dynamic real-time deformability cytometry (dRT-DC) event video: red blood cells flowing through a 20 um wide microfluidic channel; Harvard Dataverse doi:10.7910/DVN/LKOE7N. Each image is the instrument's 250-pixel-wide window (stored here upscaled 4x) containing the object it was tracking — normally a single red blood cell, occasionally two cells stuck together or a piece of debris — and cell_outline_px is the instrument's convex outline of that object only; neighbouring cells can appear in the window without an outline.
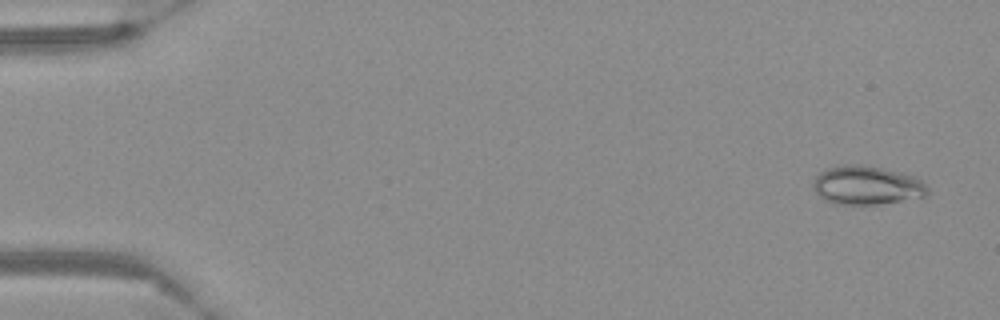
{"species": "Egyptian fruit bat (a non-hibernating species)", "species_latin": "Rousettus aegyptiacus", "temperature_condition": "warm", "stored_images_in_passage": 57, "camera_frame_rate_fps": 3000, "um_per_image_px": 0.085, "frame": {"image": 1, "passage_image": 3, "time_ms": 0.667, "image_size_px": [1000, 320], "cell_outline_px": [[928, 192], [924, 196], [880, 204], [836, 204], [824, 200], [812, 188], [812, 184], [816, 176], [820, 172], [828, 168], [840, 164], [860, 164], [900, 172], [912, 176], [920, 180], [928, 188]], "centroid_in_image_um": [73.62, 15.74], "position_along_channel_um": 11.4, "area_um2": 25.66}}
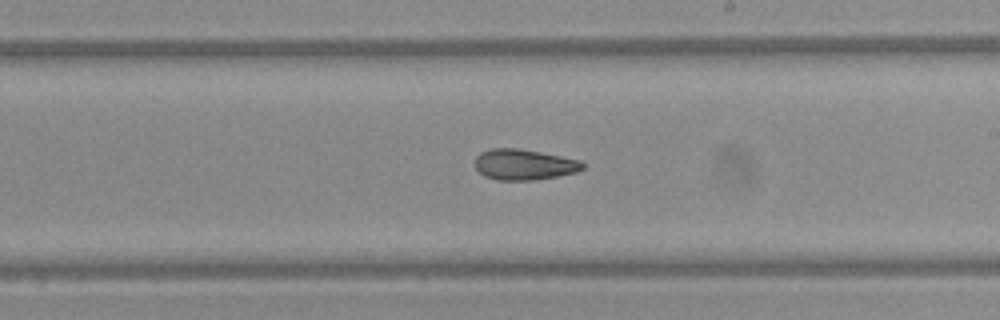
{"frame": {"image": 2, "passage_image": 34, "time_ms": 11.0, "image_size_px": [1000, 320], "cell_outline_px": [[584, 168], [576, 172], [556, 176], [532, 180], [496, 180], [484, 176], [476, 168], [476, 156], [480, 152], [492, 148], [516, 148], [540, 152], [580, 160], [584, 164]], "centroid_in_image_um": [44.52, 13.98], "position_along_channel_um": 244.5, "area_um2": 19.13}}
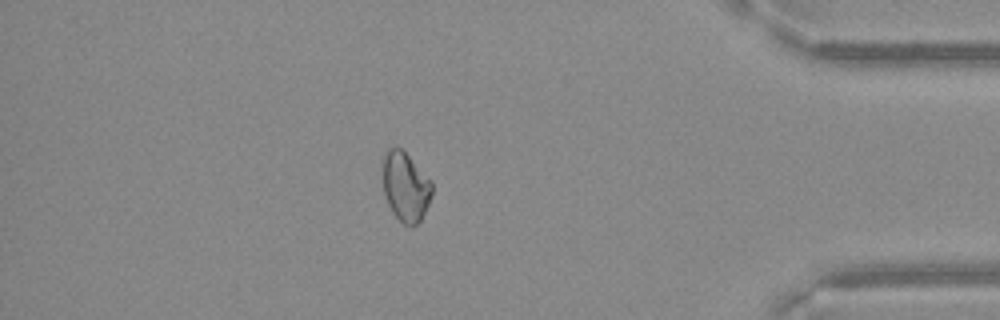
{"frame": {"image": 3, "passage_image": 50, "time_ms": 16.333, "image_size_px": [1000, 320], "cell_outline_px": [[432, 196], [420, 220], [416, 224], [404, 224], [392, 212], [384, 196], [380, 164], [380, 160], [384, 152], [388, 148], [396, 144], [432, 180]], "centroid_in_image_um": [34.41, 15.78], "position_along_channel_um": 400.8, "area_um2": 20.35}}